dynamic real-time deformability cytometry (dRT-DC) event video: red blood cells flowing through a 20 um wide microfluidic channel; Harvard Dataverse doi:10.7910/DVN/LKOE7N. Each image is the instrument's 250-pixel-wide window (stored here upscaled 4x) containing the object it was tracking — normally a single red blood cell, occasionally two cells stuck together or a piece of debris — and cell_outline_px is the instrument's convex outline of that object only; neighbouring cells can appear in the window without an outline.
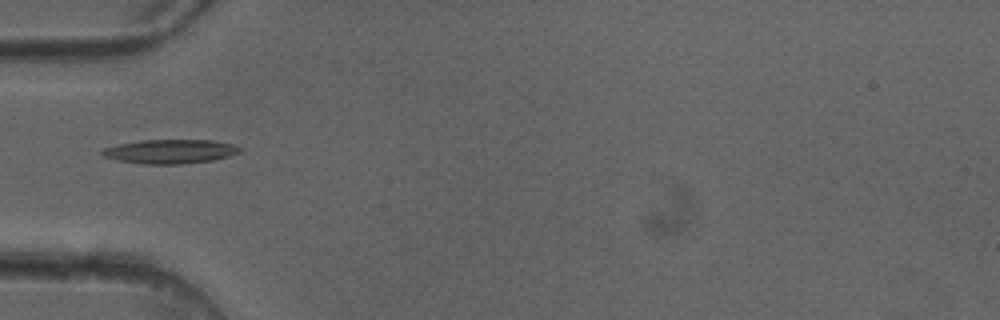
{"species": "common noctule bat (a hibernating species)", "species_latin": "Nyctalus noctula", "temperature_condition": "cold", "stored_images_in_passage": 2, "camera_frame_rate_fps": 3000, "um_per_image_px": 0.085, "animal": {"sex": "female"}, "frame": {"image": 1, "passage_image": 1, "time_ms": 0.0, "image_size_px": [1000, 320], "cell_outline_px": [[240, 152], [228, 156], [212, 160], [180, 164], [144, 164], [116, 160], [104, 156], [100, 152], [104, 148], [120, 144], [140, 140], [212, 140], [232, 144], [240, 148]], "centroid_in_image_um": [14.44, 12.87], "position_along_channel_um": 70.6, "area_um2": 19.13}}
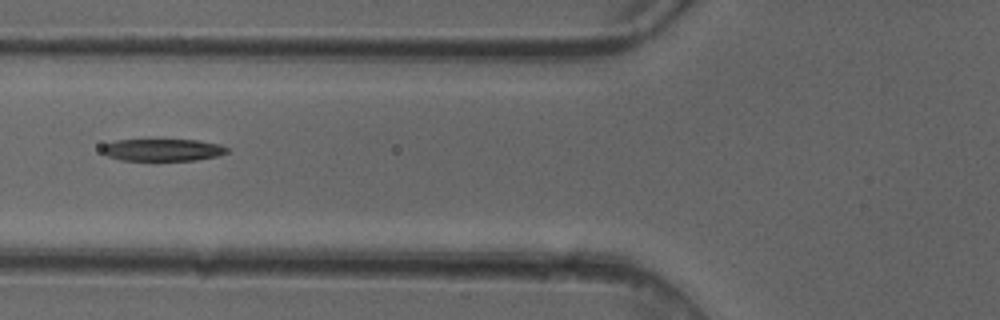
{"frame": {"image": 2, "passage_image": 2, "time_ms": 0.333, "image_size_px": [1000, 320], "cell_outline_px": [[228, 152], [216, 156], [196, 160], [120, 160], [108, 156], [100, 152], [100, 148], [104, 144], [112, 140], [200, 140], [220, 144], [228, 148]], "centroid_in_image_um": [13.78, 12.73], "position_along_channel_um": 112.0, "area_um2": 16.24}}